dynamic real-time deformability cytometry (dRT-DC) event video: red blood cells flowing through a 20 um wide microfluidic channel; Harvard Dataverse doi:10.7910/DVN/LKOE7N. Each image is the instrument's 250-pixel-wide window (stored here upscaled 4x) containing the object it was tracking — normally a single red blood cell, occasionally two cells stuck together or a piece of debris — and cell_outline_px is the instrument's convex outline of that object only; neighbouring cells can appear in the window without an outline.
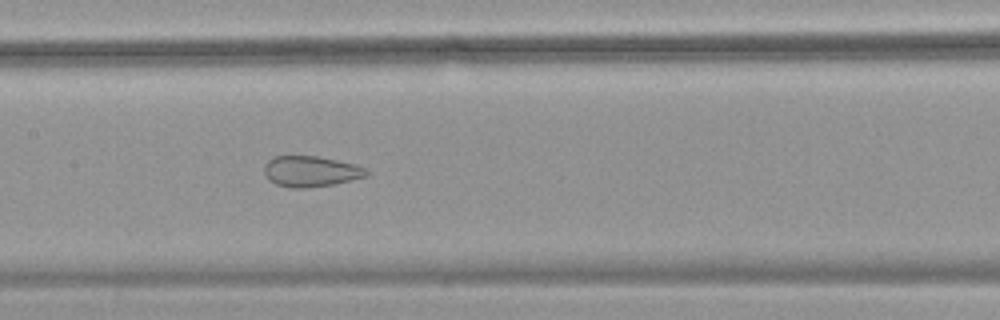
{"species": "common noctule bat (a hibernating species)", "species_latin": "Nyctalus noctula", "temperature_condition": "warm", "stored_images_in_passage": 55, "camera_frame_rate_fps": 3000, "um_per_image_px": 0.085, "animal": {"sex": "female", "body_mass_g": 18.4}, "frame": {"image": 1, "passage_image": 28, "time_ms": 9.0, "image_size_px": [1000, 320], "cell_outline_px": [[368, 176], [332, 184], [304, 188], [292, 188], [276, 184], [264, 172], [264, 164], [272, 156], [316, 156], [356, 164], [364, 168], [368, 172]], "centroid_in_image_um": [26.41, 14.55], "position_along_channel_um": 181.0, "area_um2": 18.09}}
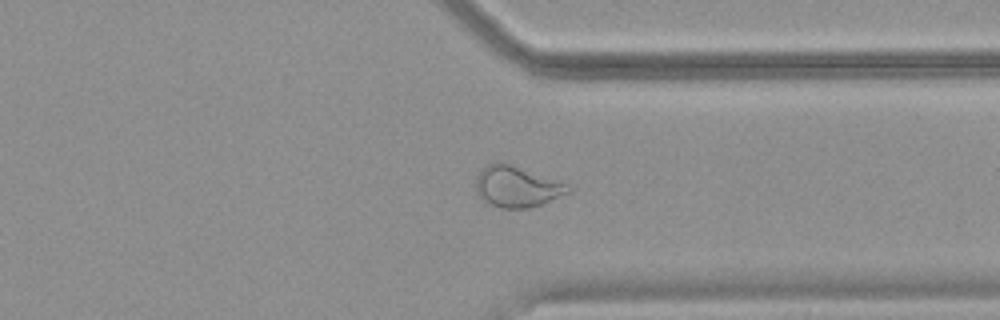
{"frame": {"image": 2, "passage_image": 43, "time_ms": 14.0, "image_size_px": [1000, 320], "cell_outline_px": [[572, 192], [540, 204], [528, 208], [500, 208], [484, 200], [476, 192], [476, 176], [480, 168], [496, 160], [504, 160], [568, 184], [572, 188]], "centroid_in_image_um": [43.93, 15.81], "position_along_channel_um": 367.5, "area_um2": 22.54}}
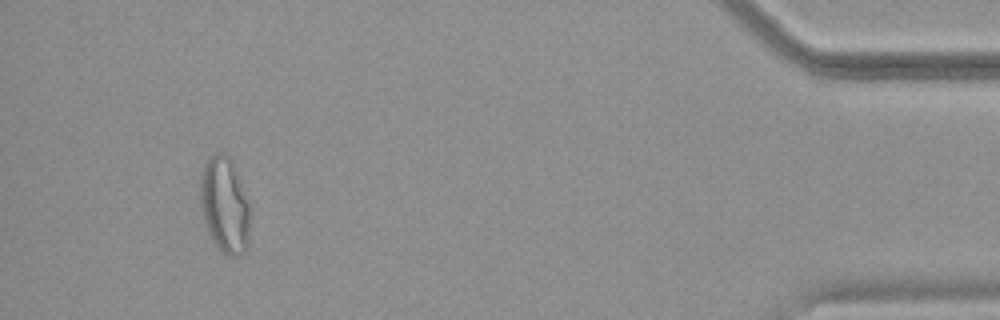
{"frame": {"image": 3, "passage_image": 52, "time_ms": 17.0, "image_size_px": [1000, 320], "cell_outline_px": [[252, 212], [248, 244], [244, 252], [240, 256], [228, 256], [216, 248], [204, 224], [200, 204], [200, 172], [204, 164], [216, 152], [232, 156], [248, 200]], "centroid_in_image_um": [19.12, 17.44], "position_along_channel_um": 416.1, "area_um2": 28.9}, "authors_computed_cell_mechanics": {"area_um2": 26.0678, "velocity_mm_per_s": 3.7248, "shape_relaxation_time_tau1_ms": null, "shape_relaxation_time_tau2_ms": 1.0607, "deformation_change_tau1": null, "deformation_change_tau2": 0.0842}}